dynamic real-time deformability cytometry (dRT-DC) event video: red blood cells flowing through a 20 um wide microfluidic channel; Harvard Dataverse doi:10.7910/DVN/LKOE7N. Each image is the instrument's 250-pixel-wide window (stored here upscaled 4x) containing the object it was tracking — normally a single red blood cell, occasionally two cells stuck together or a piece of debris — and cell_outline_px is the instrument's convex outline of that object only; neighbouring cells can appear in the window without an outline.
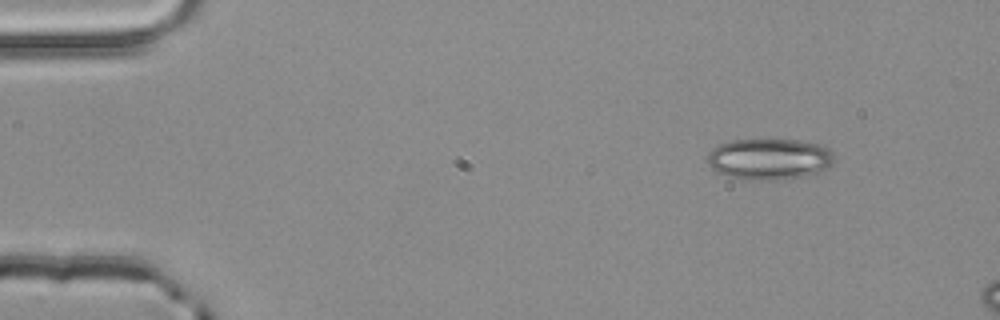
{"species": "common noctule bat (a hibernating species)", "species_latin": "Nyctalus noctula", "temperature_condition": "room temperature", "stored_images_in_passage": 3, "camera_frame_rate_fps": 3000, "um_per_image_px": 0.085, "animal": {"sex": "male", "body_mass_g": 20.4}, "frame": {"image": 1, "passage_image": 1, "time_ms": 0.0, "image_size_px": [1000, 320], "cell_outline_px": [[836, 160], [832, 164], [820, 172], [808, 176], [780, 180], [748, 180], [728, 176], [716, 172], [708, 164], [708, 152], [712, 148], [720, 144], [732, 140], [800, 140], [820, 144], [828, 148], [832, 152]], "centroid_in_image_um": [65.42, 13.53], "position_along_channel_um": 19.6, "area_um2": 30.81}}